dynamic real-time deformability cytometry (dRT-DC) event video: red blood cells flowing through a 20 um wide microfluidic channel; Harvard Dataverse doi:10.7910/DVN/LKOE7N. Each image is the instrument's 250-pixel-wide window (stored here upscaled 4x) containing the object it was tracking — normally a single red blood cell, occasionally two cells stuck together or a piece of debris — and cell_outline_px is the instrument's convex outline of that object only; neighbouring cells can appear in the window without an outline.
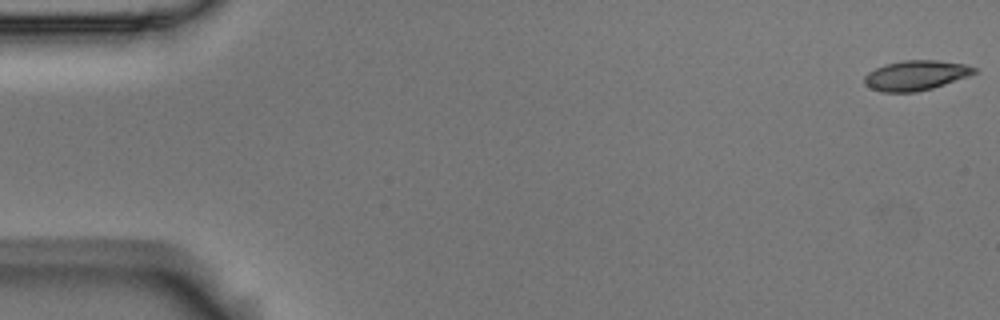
{"species": "Egyptian fruit bat (a non-hibernating species)", "species_latin": "Rousettus aegyptiacus", "temperature_condition": "room temperature", "stored_images_in_passage": 57, "camera_frame_rate_fps": 3000, "um_per_image_px": 0.085, "animal": {"sex": "male"}, "frame": {"image": 1, "passage_image": 1, "time_ms": 0.0, "image_size_px": [1000, 320], "cell_outline_px": [[980, 72], [932, 88], [916, 92], [880, 92], [864, 84], [864, 76], [868, 72], [884, 64], [904, 60], [936, 60], [964, 64], [980, 68]], "centroid_in_image_um": [77.87, 6.4], "position_along_channel_um": 7.1, "area_um2": 19.25}}
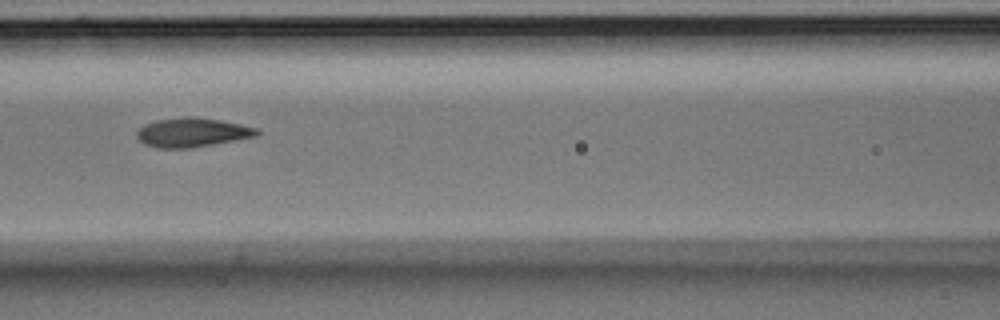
{"frame": {"image": 2, "passage_image": 25, "time_ms": 8.0, "image_size_px": [1000, 320], "cell_outline_px": [[260, 132], [256, 136], [236, 140], [192, 148], [160, 148], [144, 144], [136, 136], [136, 132], [144, 124], [156, 120], [184, 116], [192, 116], [220, 120], [260, 128]], "centroid_in_image_um": [16.35, 11.25], "position_along_channel_um": 150.3, "area_um2": 20.52}}
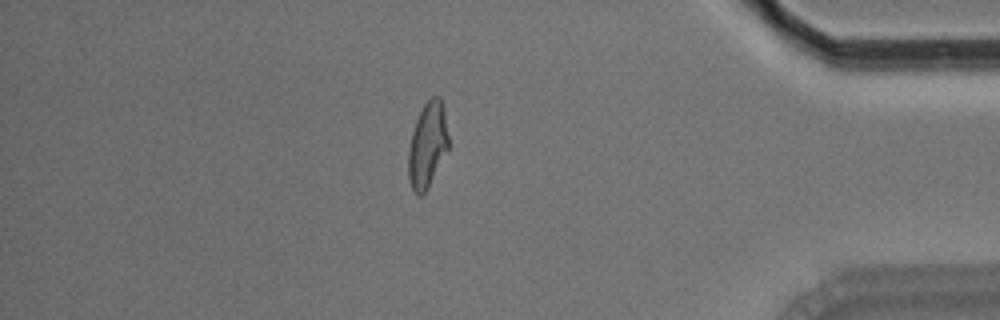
{"frame": {"image": 3, "passage_image": 49, "time_ms": 16.0, "image_size_px": [1000, 320], "cell_outline_px": [[448, 148], [424, 192], [420, 196], [416, 196], [412, 188], [408, 176], [408, 152], [412, 132], [416, 120], [424, 104], [432, 96], [440, 96], [444, 108], [448, 136]], "centroid_in_image_um": [36.32, 12.28], "position_along_channel_um": 398.9, "area_um2": 19.54}, "authors_computed_cell_mechanics": {"area_um2": 20.0566, "velocity_mm_per_s": 3.5538, "shape_relaxation_time_tau1_ms": 5.5447, "shape_relaxation_time_tau2_ms": 1.6312, "deformation_change_tau1": 0.2084, "deformation_change_tau2": 0.0776}}